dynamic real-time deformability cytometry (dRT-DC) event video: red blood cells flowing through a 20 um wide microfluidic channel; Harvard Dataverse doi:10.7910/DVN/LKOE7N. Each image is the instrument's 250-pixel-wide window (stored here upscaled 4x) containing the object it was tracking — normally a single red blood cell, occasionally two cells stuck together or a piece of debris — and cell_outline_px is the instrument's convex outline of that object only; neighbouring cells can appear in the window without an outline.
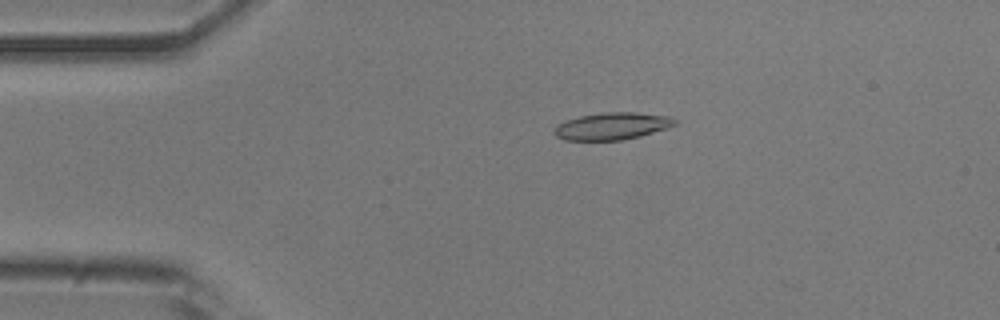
{"species": "common noctule bat (a hibernating species)", "species_latin": "Nyctalus noctula", "temperature_condition": "room temperature", "stored_images_in_passage": 18, "camera_frame_rate_fps": 3000, "um_per_image_px": 0.085, "animal": {"sex": "male", "body_mass_g": 20.5, "forearm_length_mm": 52.5}, "frame": {"image": 1, "passage_image": 10, "time_ms": 3.0, "image_size_px": [1000, 320], "cell_outline_px": [[676, 124], [668, 128], [640, 136], [620, 140], [564, 140], [556, 136], [552, 132], [556, 124], [580, 116], [604, 112], [636, 112], [672, 116], [676, 120]], "centroid_in_image_um": [52.03, 10.71], "position_along_channel_um": 33.0, "area_um2": 19.19}}
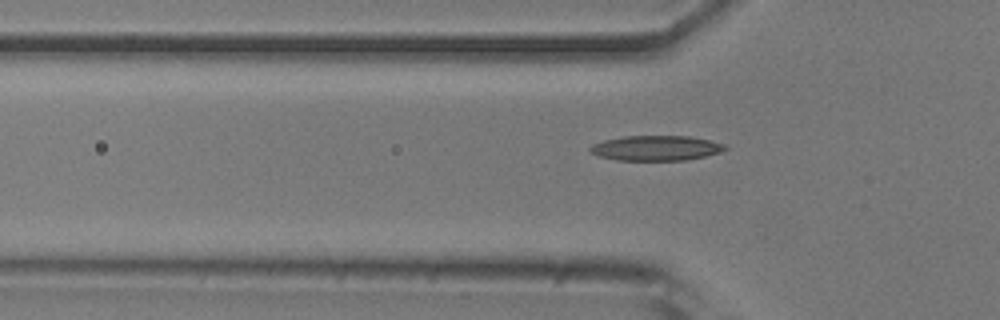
{"frame": {"image": 2, "passage_image": 16, "time_ms": 5.0, "image_size_px": [1000, 320], "cell_outline_px": [[728, 148], [720, 152], [704, 156], [684, 160], [616, 160], [600, 156], [588, 152], [588, 148], [592, 144], [604, 140], [624, 136], [688, 136], [708, 140], [724, 144]], "centroid_in_image_um": [55.71, 12.58], "position_along_channel_um": 70.1, "area_um2": 19.59}}